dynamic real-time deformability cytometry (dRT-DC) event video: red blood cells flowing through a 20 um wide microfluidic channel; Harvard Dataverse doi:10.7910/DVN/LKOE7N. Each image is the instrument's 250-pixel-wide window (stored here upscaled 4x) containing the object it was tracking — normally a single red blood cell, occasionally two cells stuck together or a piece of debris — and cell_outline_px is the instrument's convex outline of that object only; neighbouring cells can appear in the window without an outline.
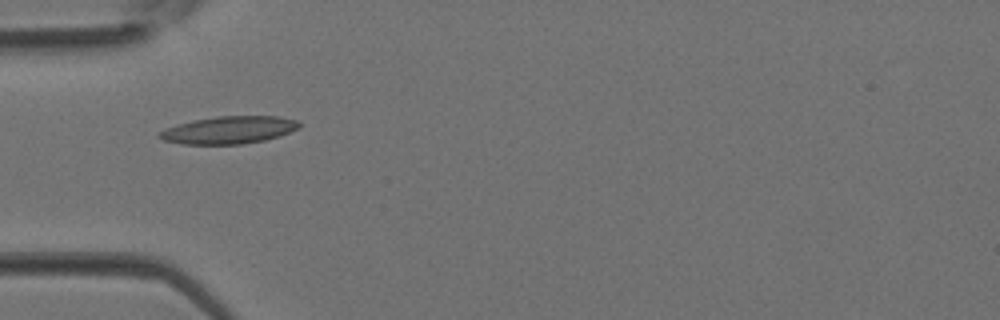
{"species": "Egyptian fruit bat (a non-hibernating species)", "species_latin": "Rousettus aegyptiacus", "temperature_condition": "room temperature", "stored_images_in_passage": 2, "camera_frame_rate_fps": 3000, "um_per_image_px": 0.085, "animal": {"sex": "female"}, "frame": {"image": 1, "passage_image": 1, "time_ms": 0.0, "image_size_px": [1000, 320], "cell_outline_px": [[300, 128], [280, 136], [264, 140], [240, 144], [184, 144], [164, 140], [156, 136], [164, 128], [196, 120], [216, 116], [276, 116], [296, 120], [300, 124]], "centroid_in_image_um": [19.47, 11.05], "position_along_channel_um": 65.5, "area_um2": 22.2}}
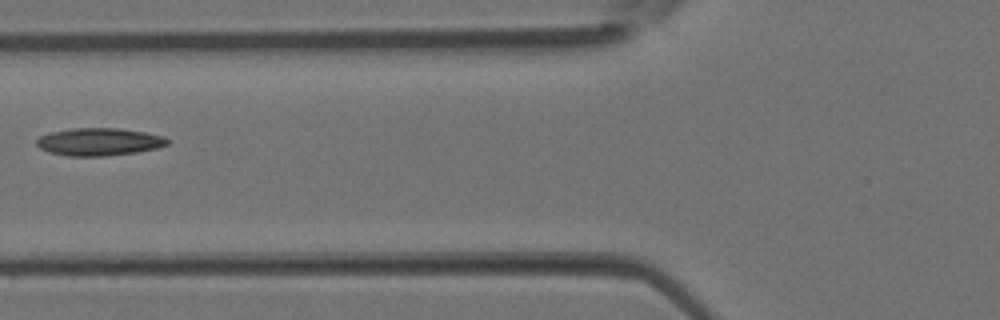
{"frame": {"image": 2, "passage_image": 2, "time_ms": 0.333, "image_size_px": [1000, 320], "cell_outline_px": [[168, 144], [156, 148], [136, 152], [104, 156], [68, 156], [48, 152], [40, 148], [36, 144], [36, 140], [40, 136], [52, 132], [72, 128], [120, 128], [144, 132], [164, 136], [168, 140]], "centroid_in_image_um": [8.4, 12.05], "position_along_channel_um": 117.4, "area_um2": 20.98}}